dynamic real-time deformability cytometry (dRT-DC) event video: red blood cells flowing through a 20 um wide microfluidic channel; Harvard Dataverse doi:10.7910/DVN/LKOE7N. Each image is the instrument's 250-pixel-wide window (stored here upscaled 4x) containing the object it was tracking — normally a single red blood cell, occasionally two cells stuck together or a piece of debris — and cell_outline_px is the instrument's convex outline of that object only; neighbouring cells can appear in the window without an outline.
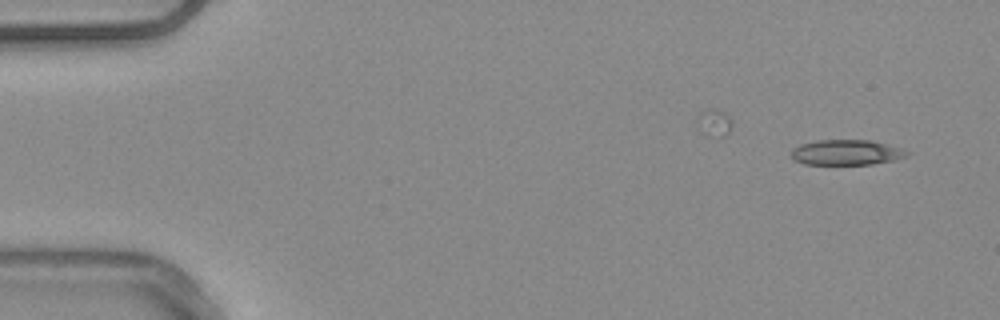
{"species": "common noctule bat (a hibernating species)", "species_latin": "Nyctalus noctula", "temperature_condition": "warm", "stored_images_in_passage": 48, "camera_frame_rate_fps": 3000, "um_per_image_px": 0.085, "animal": {"sex": "male", "body_mass_g": 20.4}, "frame": {"image": 1, "passage_image": 1, "time_ms": 0.0, "image_size_px": [1000, 320], "cell_outline_px": [[912, 152], [908, 156], [896, 160], [872, 164], [804, 164], [796, 160], [792, 156], [792, 148], [800, 144], [816, 140], [872, 140], [904, 148]], "centroid_in_image_um": [72.03, 12.95], "position_along_channel_um": 13.0, "area_um2": 17.28}}
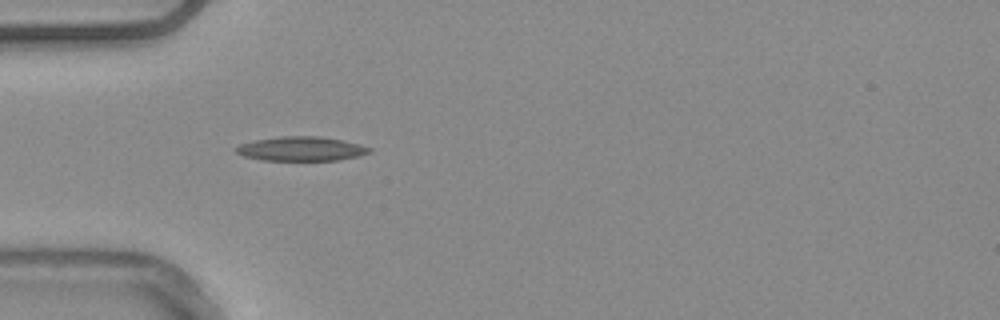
{"frame": {"image": 2, "passage_image": 14, "time_ms": 4.333, "image_size_px": [1000, 320], "cell_outline_px": [[372, 152], [356, 156], [336, 160], [260, 160], [244, 156], [236, 152], [236, 148], [240, 144], [256, 140], [284, 136], [320, 136], [360, 144], [372, 148]], "centroid_in_image_um": [25.61, 12.65], "position_along_channel_um": 59.4, "area_um2": 18.61}}